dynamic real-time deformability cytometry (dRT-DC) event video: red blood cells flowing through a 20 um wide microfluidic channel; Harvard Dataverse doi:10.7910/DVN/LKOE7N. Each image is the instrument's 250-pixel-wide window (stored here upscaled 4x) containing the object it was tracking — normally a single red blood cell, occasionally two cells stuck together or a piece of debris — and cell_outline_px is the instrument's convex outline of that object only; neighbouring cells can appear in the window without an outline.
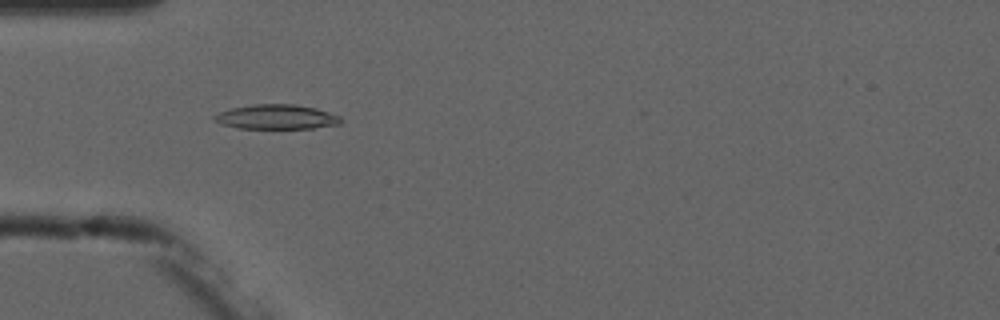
{"species": "common noctule bat (a hibernating species)", "species_latin": "Nyctalus noctula", "temperature_condition": "cold", "stored_images_in_passage": 5, "camera_frame_rate_fps": 3000, "um_per_image_px": 0.085, "animal": {"sex": "male", "forearm_length_mm": 52.5}, "frame": {"image": 1, "passage_image": 5, "time_ms": 5.0, "image_size_px": [1000, 320], "cell_outline_px": [[344, 120], [340, 124], [312, 128], [236, 128], [220, 124], [212, 116], [228, 108], [256, 104], [296, 104], [316, 108], [340, 116]], "centroid_in_image_um": [23.5, 9.93], "position_along_channel_um": 61.5, "area_um2": 18.21}}